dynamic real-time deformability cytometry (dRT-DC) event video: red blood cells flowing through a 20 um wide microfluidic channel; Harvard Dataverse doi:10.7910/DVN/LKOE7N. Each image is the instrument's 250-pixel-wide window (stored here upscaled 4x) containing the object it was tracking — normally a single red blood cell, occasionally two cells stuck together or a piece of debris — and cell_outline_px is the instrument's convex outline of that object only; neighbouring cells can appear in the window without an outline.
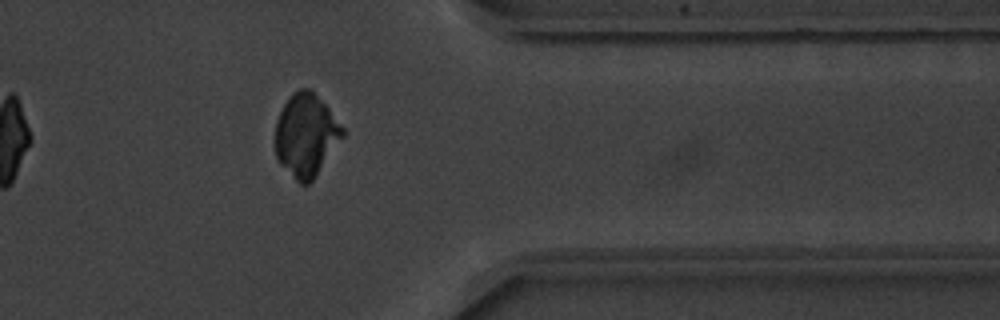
{"species": "common noctule bat (a hibernating species)", "species_latin": "Nyctalus noctula", "temperature_condition": "warm", "stored_images_in_passage": 32, "camera_frame_rate_fps": 3000, "um_per_image_px": 0.085, "animal": {"sex": "male", "body_mass_g": 20.1, "forearm_length_mm": 53.5}, "frame": {"image": 1, "passage_image": 28, "time_ms": 9.0, "image_size_px": [1000, 320], "cell_outline_px": [[344, 136], [316, 176], [308, 184], [300, 184], [280, 164], [276, 156], [276, 120], [288, 96], [292, 92], [300, 88], [312, 88], [344, 128]], "centroid_in_image_um": [26.01, 11.46], "position_along_channel_um": 385.4, "area_um2": 32.48}}